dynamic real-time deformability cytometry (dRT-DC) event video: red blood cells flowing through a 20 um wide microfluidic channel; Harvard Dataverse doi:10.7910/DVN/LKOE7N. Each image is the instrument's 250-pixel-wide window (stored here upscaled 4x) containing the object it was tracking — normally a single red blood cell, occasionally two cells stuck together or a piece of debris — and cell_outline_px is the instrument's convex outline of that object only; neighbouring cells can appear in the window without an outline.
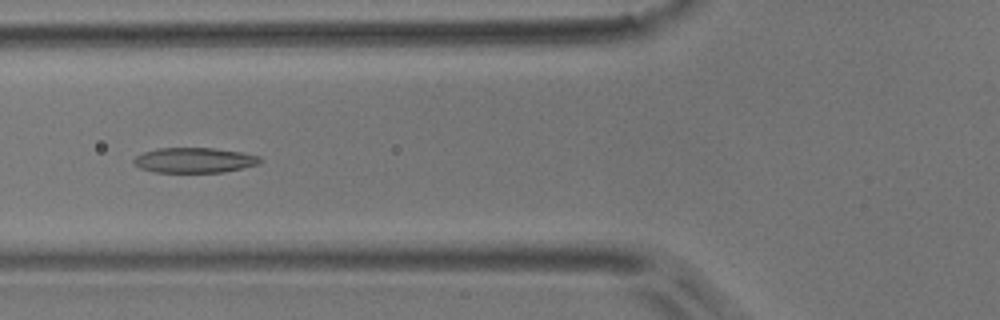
{"species": "common noctule bat (a hibernating species)", "species_latin": "Nyctalus noctula", "temperature_condition": "room temperature", "stored_images_in_passage": 10, "camera_frame_rate_fps": 3000, "um_per_image_px": 0.085, "animal": {"sex": "male", "body_mass_g": 17.9}, "frame": {"image": 1, "passage_image": 5, "time_ms": 5.667, "image_size_px": [1000, 320], "cell_outline_px": [[264, 160], [256, 164], [224, 172], [156, 172], [140, 168], [132, 164], [132, 160], [136, 156], [144, 152], [160, 148], [212, 148], [240, 152], [260, 156]], "centroid_in_image_um": [16.49, 13.62], "position_along_channel_um": 109.3, "area_um2": 18.38}}
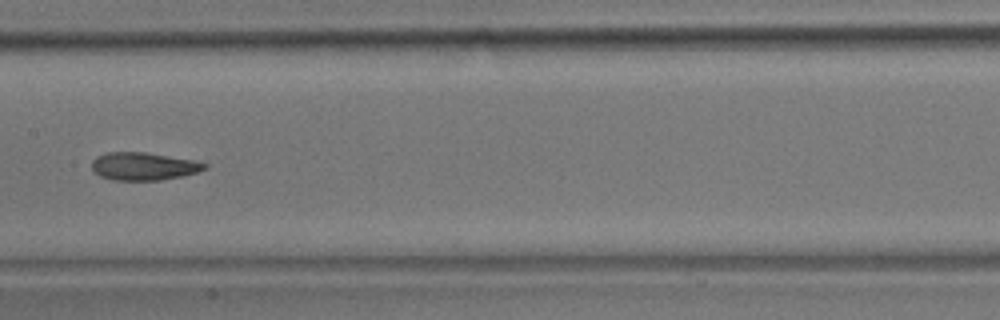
{"frame": {"image": 2, "passage_image": 7, "time_ms": 8.0, "image_size_px": [1000, 320], "cell_outline_px": [[208, 168], [184, 176], [160, 180], [112, 180], [100, 176], [92, 168], [92, 160], [96, 156], [108, 152], [144, 152], [196, 160], [208, 164]], "centroid_in_image_um": [12.23, 14.13], "position_along_channel_um": 195.2, "area_um2": 18.38}}
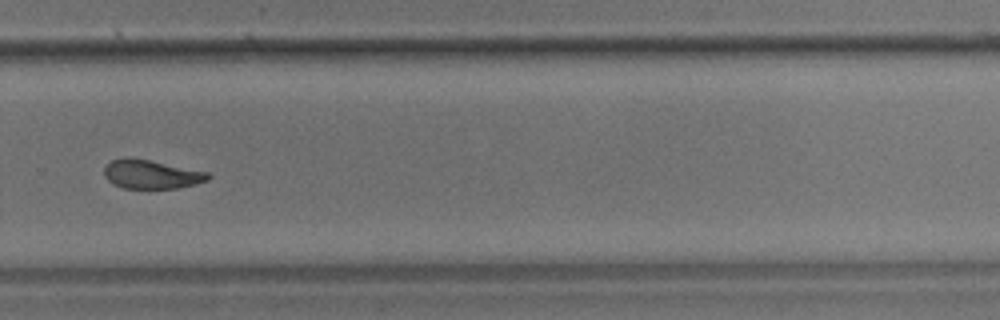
{"frame": {"image": 3, "passage_image": 10, "time_ms": 11.333, "image_size_px": [1000, 320], "cell_outline_px": [[212, 176], [208, 180], [196, 184], [176, 188], [124, 188], [112, 184], [104, 176], [104, 168], [112, 160], [124, 156], [128, 156], [208, 172]], "centroid_in_image_um": [12.84, 14.81], "position_along_channel_um": 317.0, "area_um2": 17.46}}